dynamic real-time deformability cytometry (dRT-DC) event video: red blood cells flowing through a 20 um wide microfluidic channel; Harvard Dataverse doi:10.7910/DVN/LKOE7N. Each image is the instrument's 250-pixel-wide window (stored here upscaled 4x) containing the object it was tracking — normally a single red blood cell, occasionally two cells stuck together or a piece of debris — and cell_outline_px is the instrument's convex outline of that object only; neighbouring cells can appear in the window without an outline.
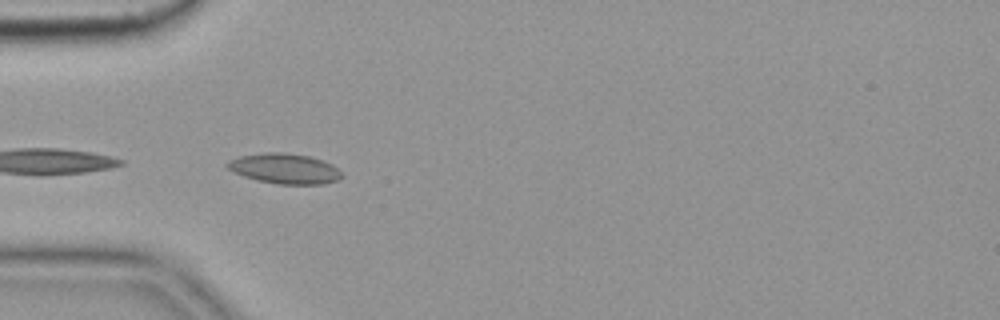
{"species": "common noctule bat (a hibernating species)", "species_latin": "Nyctalus noctula", "temperature_condition": "cold", "stored_images_in_passage": 6, "camera_frame_rate_fps": 3000, "um_per_image_px": 0.085, "animal": {"sex": "female", "body_mass_g": 19.9}, "frame": {"image": 1, "passage_image": 1, "time_ms": 0.0, "image_size_px": [1000, 320], "cell_outline_px": [[344, 176], [336, 180], [324, 184], [276, 184], [256, 180], [244, 176], [228, 168], [224, 164], [228, 160], [240, 156], [264, 152], [284, 152], [308, 156], [332, 164]], "centroid_in_image_um": [24.17, 14.33], "position_along_channel_um": 60.8, "area_um2": 20.06}}